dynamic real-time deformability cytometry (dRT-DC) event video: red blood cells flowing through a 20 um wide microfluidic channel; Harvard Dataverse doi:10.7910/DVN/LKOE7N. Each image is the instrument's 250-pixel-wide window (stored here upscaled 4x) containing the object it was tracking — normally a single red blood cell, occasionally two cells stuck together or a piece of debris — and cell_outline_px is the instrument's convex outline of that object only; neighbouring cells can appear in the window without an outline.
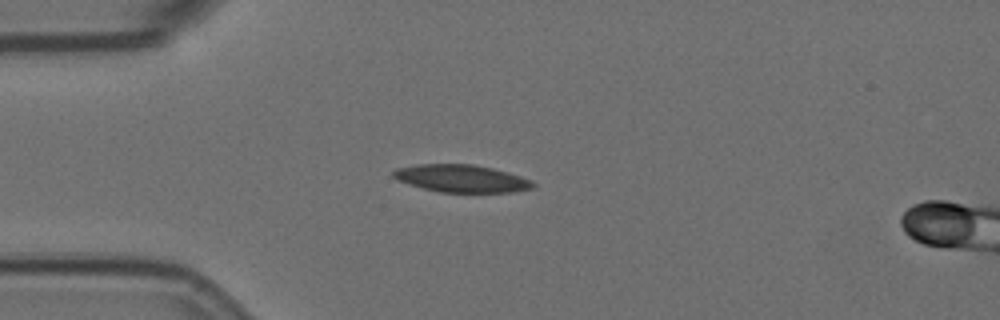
{"species": "Egyptian fruit bat (a non-hibernating species)", "species_latin": "Rousettus aegyptiacus", "temperature_condition": "room temperature", "stored_images_in_passage": 8, "camera_frame_rate_fps": 3000, "um_per_image_px": 0.085, "animal": {"sex": "female"}, "frame": {"image": 1, "passage_image": 2, "time_ms": 0.333, "image_size_px": [1000, 320], "cell_outline_px": [[536, 188], [512, 192], [440, 192], [408, 184], [396, 180], [392, 176], [392, 172], [396, 168], [416, 164], [472, 164], [492, 168], [508, 172], [532, 180], [536, 184]], "centroid_in_image_um": [39.23, 15.17], "position_along_channel_um": 45.8, "area_um2": 22.54}}
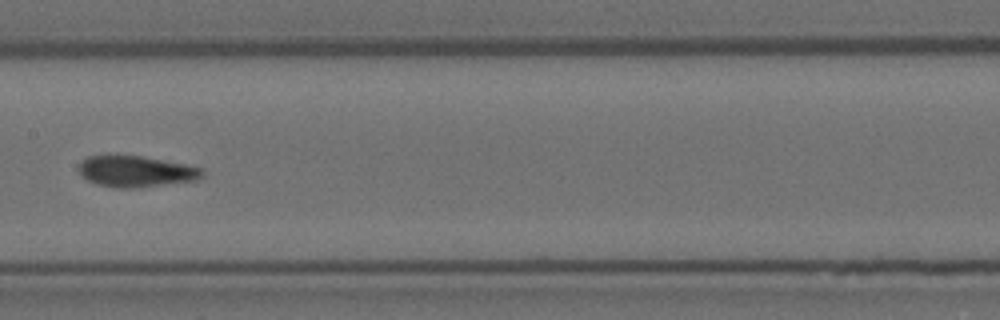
{"frame": {"image": 2, "passage_image": 6, "time_ms": 1.667, "image_size_px": [1000, 320], "cell_outline_px": [[204, 176], [196, 180], [140, 188], [120, 188], [96, 184], [88, 180], [76, 168], [88, 156], [116, 152], [140, 156], [184, 164], [200, 168], [204, 172]], "centroid_in_image_um": [11.51, 14.54], "position_along_channel_um": 195.9, "area_um2": 22.89}}
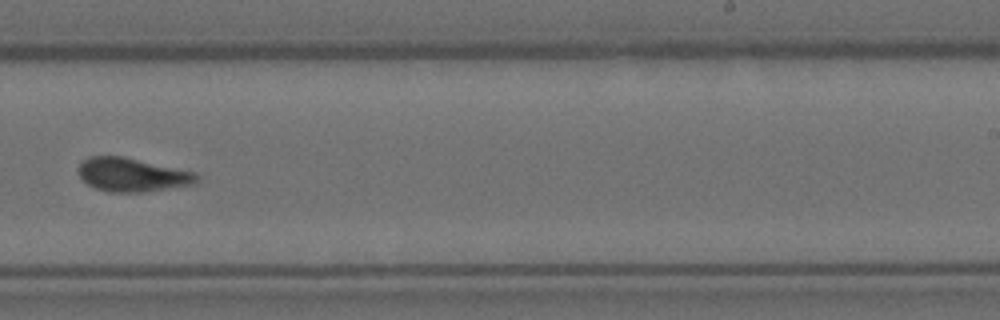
{"frame": {"image": 3, "passage_image": 8, "time_ms": 2.333, "image_size_px": [1000, 320], "cell_outline_px": [[200, 184], [144, 192], [108, 192], [96, 188], [88, 184], [80, 176], [80, 164], [88, 156], [124, 156], [196, 172], [200, 176]], "centroid_in_image_um": [11.34, 14.86], "position_along_channel_um": 277.7, "area_um2": 23.47}}